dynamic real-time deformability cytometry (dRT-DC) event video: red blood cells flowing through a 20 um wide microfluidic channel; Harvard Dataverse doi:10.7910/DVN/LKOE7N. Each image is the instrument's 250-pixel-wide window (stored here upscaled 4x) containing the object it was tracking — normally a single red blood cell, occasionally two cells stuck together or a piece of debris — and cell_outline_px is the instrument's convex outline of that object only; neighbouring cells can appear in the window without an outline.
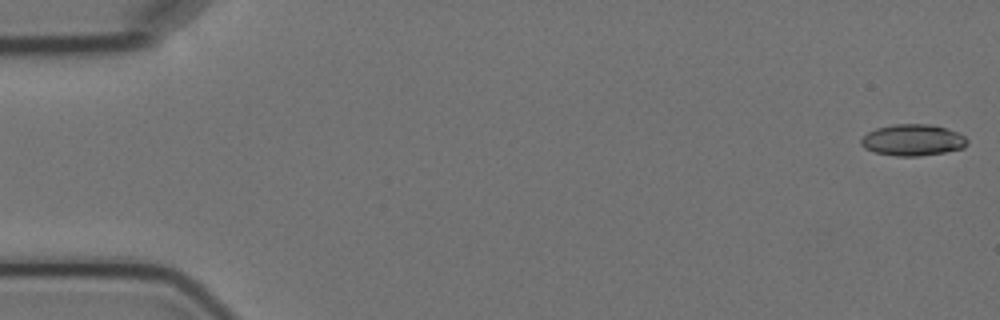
{"species": "Egyptian fruit bat (a non-hibernating species)", "species_latin": "Rousettus aegyptiacus", "temperature_condition": "cold", "stored_images_in_passage": 5, "camera_frame_rate_fps": 3000, "um_per_image_px": 0.085, "animal": {"sex": "female"}, "frame": {"image": 1, "passage_image": 1, "time_ms": 0.0, "image_size_px": [1000, 320], "cell_outline_px": [[968, 144], [964, 148], [944, 152], [920, 156], [896, 156], [872, 152], [864, 148], [860, 144], [860, 140], [868, 132], [876, 128], [896, 124], [928, 124], [960, 132], [968, 140]], "centroid_in_image_um": [77.58, 11.91], "position_along_channel_um": 7.4, "area_um2": 19.54}}
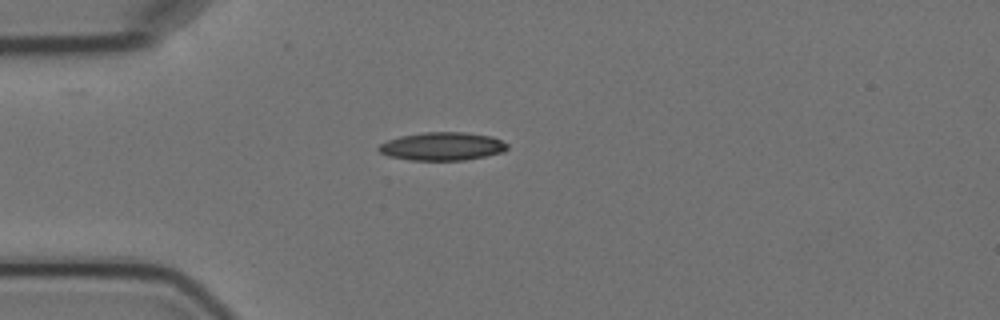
{"frame": {"image": 2, "passage_image": 5, "time_ms": 4.667, "image_size_px": [1000, 320], "cell_outline_px": [[508, 148], [504, 152], [464, 160], [408, 160], [388, 156], [380, 152], [376, 148], [380, 144], [388, 140], [400, 136], [424, 132], [464, 132], [492, 136], [508, 144]], "centroid_in_image_um": [37.58, 12.44], "position_along_channel_um": 47.4, "area_um2": 21.15}}